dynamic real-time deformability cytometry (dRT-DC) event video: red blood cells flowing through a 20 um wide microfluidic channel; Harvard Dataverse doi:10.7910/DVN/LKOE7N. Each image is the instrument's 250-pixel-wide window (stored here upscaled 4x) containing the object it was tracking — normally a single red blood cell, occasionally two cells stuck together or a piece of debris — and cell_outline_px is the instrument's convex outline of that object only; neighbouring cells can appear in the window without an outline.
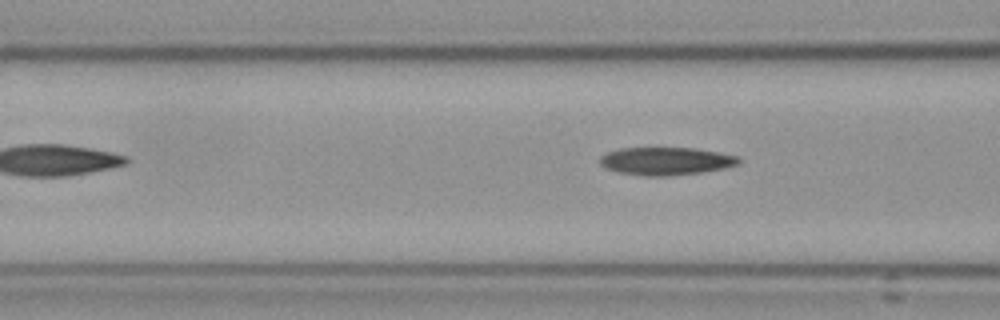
{"species": "Egyptian fruit bat (a non-hibernating species)", "species_latin": "Rousettus aegyptiacus", "temperature_condition": "cold", "stored_images_in_passage": 3, "camera_frame_rate_fps": 3000, "um_per_image_px": 0.085, "frame": {"image": 1, "passage_image": 3, "time_ms": 2.333, "image_size_px": [1000, 320], "cell_outline_px": [[740, 164], [724, 168], [700, 172], [668, 176], [644, 176], [620, 172], [608, 168], [600, 164], [600, 156], [608, 152], [620, 148], [696, 148], [740, 156]], "centroid_in_image_um": [56.64, 13.69], "position_along_channel_um": 110.0, "area_um2": 22.43}}